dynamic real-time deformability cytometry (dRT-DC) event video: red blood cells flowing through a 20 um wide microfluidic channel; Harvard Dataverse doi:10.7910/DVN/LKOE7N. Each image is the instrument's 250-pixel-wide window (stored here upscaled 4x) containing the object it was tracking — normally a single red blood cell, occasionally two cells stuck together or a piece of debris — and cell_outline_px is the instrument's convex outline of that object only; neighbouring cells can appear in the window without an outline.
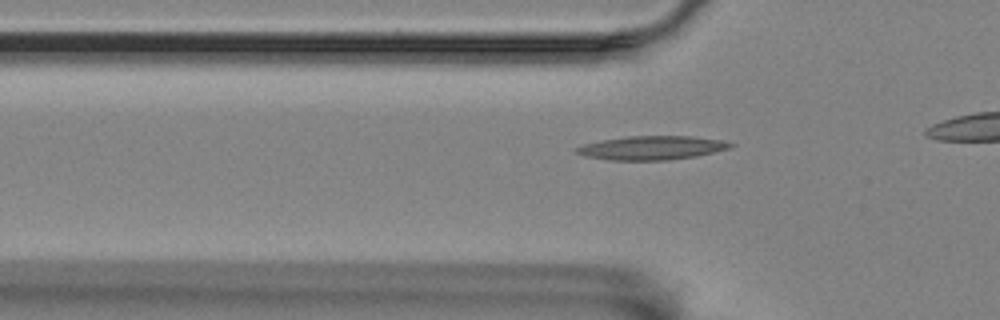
{"species": "Egyptian fruit bat (a non-hibernating species)", "species_latin": "Rousettus aegyptiacus", "temperature_condition": "room temperature", "stored_images_in_passage": 32, "camera_frame_rate_fps": 3000, "um_per_image_px": 0.085, "animal": {"sex": "female"}, "frame": {"image": 1, "passage_image": 5, "time_ms": 1.333, "image_size_px": [1000, 320], "cell_outline_px": [[736, 144], [728, 148], [696, 156], [668, 160], [608, 160], [584, 156], [576, 152], [576, 148], [584, 144], [604, 140], [628, 136], [692, 136], [724, 140]], "centroid_in_image_um": [55.42, 12.56], "position_along_channel_um": 70.4, "area_um2": 21.21}}
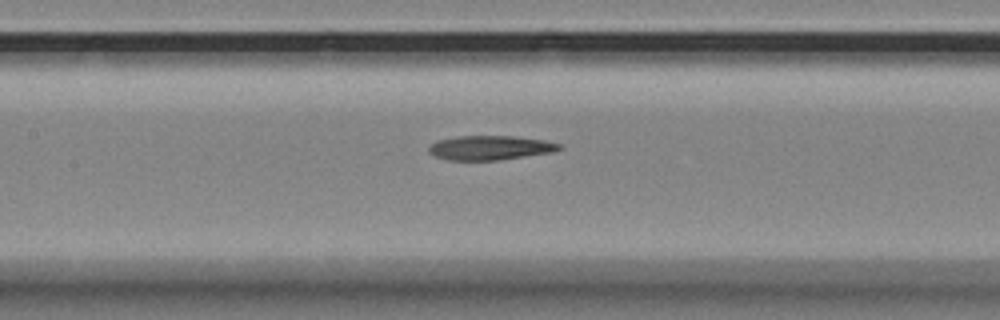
{"frame": {"image": 2, "passage_image": 13, "time_ms": 4.0, "image_size_px": [1000, 320], "cell_outline_px": [[564, 148], [552, 152], [496, 160], [448, 160], [436, 156], [428, 152], [428, 148], [436, 140], [456, 136], [512, 136], [544, 140], [560, 144]], "centroid_in_image_um": [41.64, 12.55], "position_along_channel_um": 165.8, "area_um2": 18.38}}
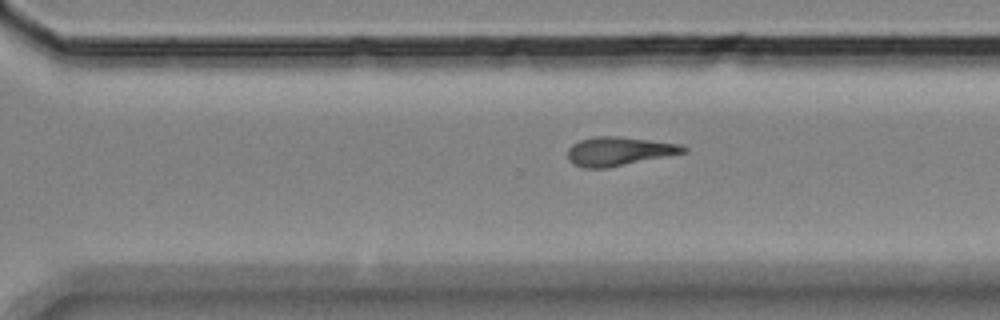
{"frame": {"image": 3, "passage_image": 26, "time_ms": 8.333, "image_size_px": [1000, 320], "cell_outline_px": [[688, 152], [608, 168], [584, 168], [572, 164], [568, 160], [568, 148], [572, 144], [580, 140], [596, 136], [616, 136], [680, 144], [688, 148]], "centroid_in_image_um": [52.6, 12.87], "position_along_channel_um": 318.0, "area_um2": 19.48}}